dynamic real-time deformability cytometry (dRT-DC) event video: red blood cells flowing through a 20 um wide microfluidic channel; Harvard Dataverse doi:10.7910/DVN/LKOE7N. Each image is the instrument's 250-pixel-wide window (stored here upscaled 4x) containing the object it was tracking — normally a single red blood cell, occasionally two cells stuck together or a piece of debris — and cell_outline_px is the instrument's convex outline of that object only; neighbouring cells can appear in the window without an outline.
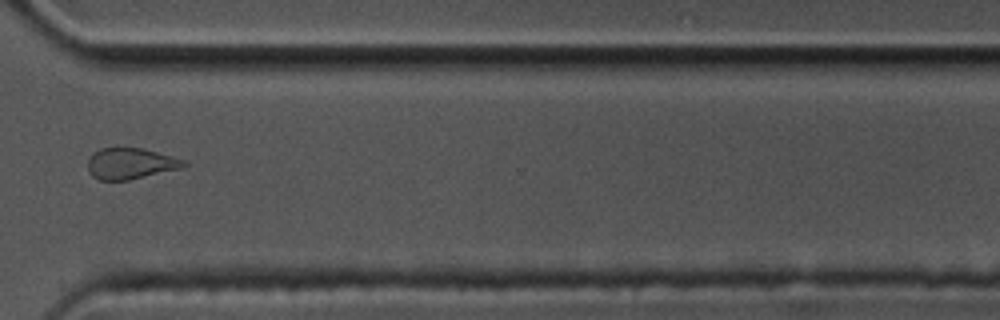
{"species": "common noctule bat (a hibernating species)", "species_latin": "Nyctalus noctula", "temperature_condition": "cold", "stored_images_in_passage": 13, "camera_frame_rate_fps": 3000, "um_per_image_px": 0.085, "animal": {"sex": "male", "body_mass_g": 17.5, "forearm_length_mm": 52.3}, "frame": {"image": 1, "passage_image": 10, "time_ms": 3.0, "image_size_px": [1000, 320], "cell_outline_px": [[188, 164], [184, 168], [128, 180], [100, 180], [92, 176], [88, 172], [88, 160], [92, 152], [100, 148], [144, 148], [184, 160]], "centroid_in_image_um": [11.09, 13.9], "position_along_channel_um": 359.5, "area_um2": 17.51}}
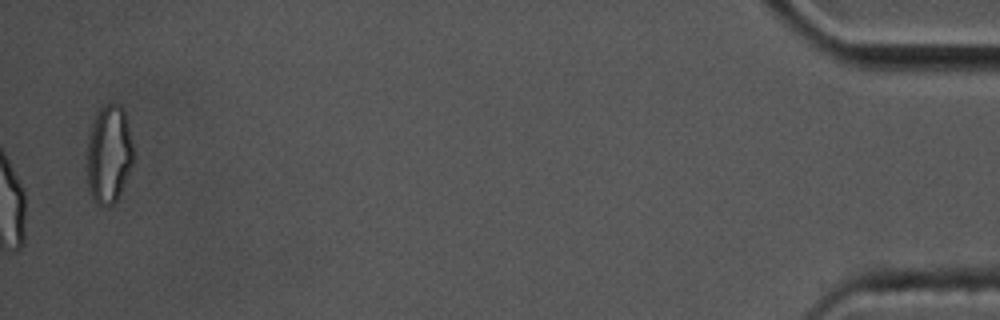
{"frame": {"image": 2, "passage_image": 13, "time_ms": 4.0, "image_size_px": [1000, 320], "cell_outline_px": [[132, 164], [120, 192], [116, 200], [112, 204], [104, 208], [96, 204], [88, 188], [88, 144], [92, 128], [96, 116], [100, 108], [104, 104], [120, 104], [124, 108], [128, 124], [132, 144]], "centroid_in_image_um": [9.26, 13.12], "position_along_channel_um": 425.9, "area_um2": 26.01}}